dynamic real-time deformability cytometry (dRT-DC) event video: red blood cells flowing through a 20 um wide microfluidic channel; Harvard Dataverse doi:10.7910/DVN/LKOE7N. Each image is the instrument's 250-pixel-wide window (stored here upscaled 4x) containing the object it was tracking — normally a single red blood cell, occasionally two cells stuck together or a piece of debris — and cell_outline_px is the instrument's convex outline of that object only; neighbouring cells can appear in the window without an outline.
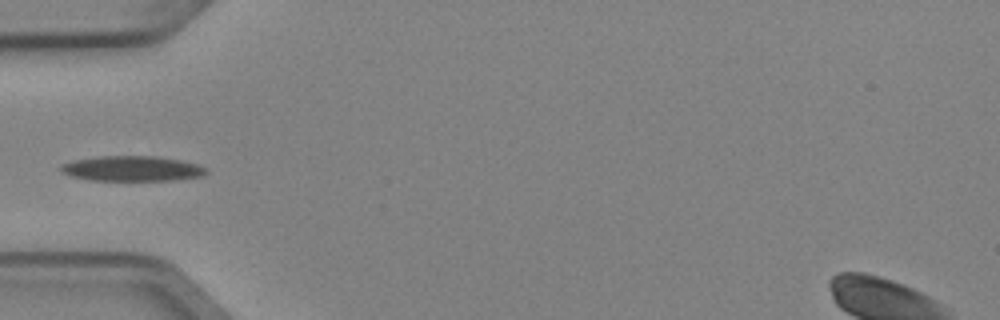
{"species": "Egyptian fruit bat (a non-hibernating species)", "species_latin": "Rousettus aegyptiacus", "temperature_condition": "cold", "stored_images_in_passage": 6, "camera_frame_rate_fps": 3000, "um_per_image_px": 0.085, "animal": {"sex": "female"}, "frame": {"image": 1, "passage_image": 4, "time_ms": 1.0, "image_size_px": [1000, 320], "cell_outline_px": [[208, 172], [204, 176], [176, 180], [92, 180], [72, 176], [60, 172], [60, 164], [72, 160], [100, 156], [160, 156], [180, 160], [196, 164], [208, 168]], "centroid_in_image_um": [11.24, 14.32], "position_along_channel_um": 73.8, "area_um2": 21.5}}
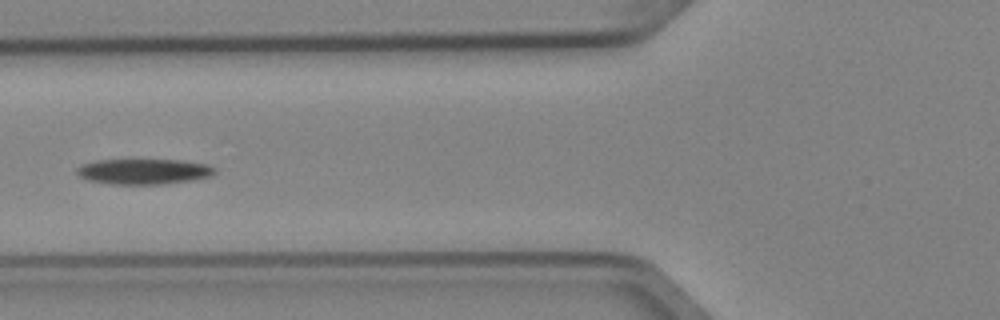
{"frame": {"image": 2, "passage_image": 5, "time_ms": 1.333, "image_size_px": [1000, 320], "cell_outline_px": [[216, 172], [212, 176], [196, 180], [160, 184], [112, 184], [88, 180], [80, 176], [76, 172], [76, 168], [80, 164], [96, 160], [180, 160], [208, 164], [216, 168]], "centroid_in_image_um": [12.24, 14.57], "position_along_channel_um": 113.6, "area_um2": 20.63}}
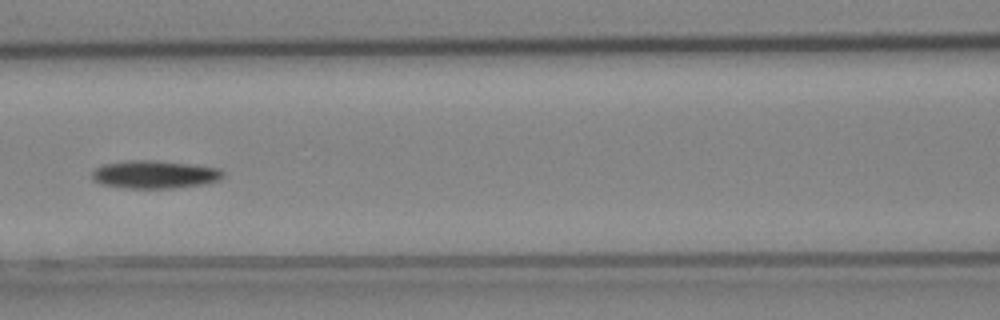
{"frame": {"image": 3, "passage_image": 6, "time_ms": 1.667, "image_size_px": [1000, 320], "cell_outline_px": [[224, 176], [216, 180], [204, 184], [172, 188], [124, 188], [100, 184], [92, 180], [92, 172], [96, 168], [104, 164], [128, 160], [152, 160], [188, 164], [216, 168], [224, 172]], "centroid_in_image_um": [13.08, 14.83], "position_along_channel_um": 153.5, "area_um2": 21.15}}